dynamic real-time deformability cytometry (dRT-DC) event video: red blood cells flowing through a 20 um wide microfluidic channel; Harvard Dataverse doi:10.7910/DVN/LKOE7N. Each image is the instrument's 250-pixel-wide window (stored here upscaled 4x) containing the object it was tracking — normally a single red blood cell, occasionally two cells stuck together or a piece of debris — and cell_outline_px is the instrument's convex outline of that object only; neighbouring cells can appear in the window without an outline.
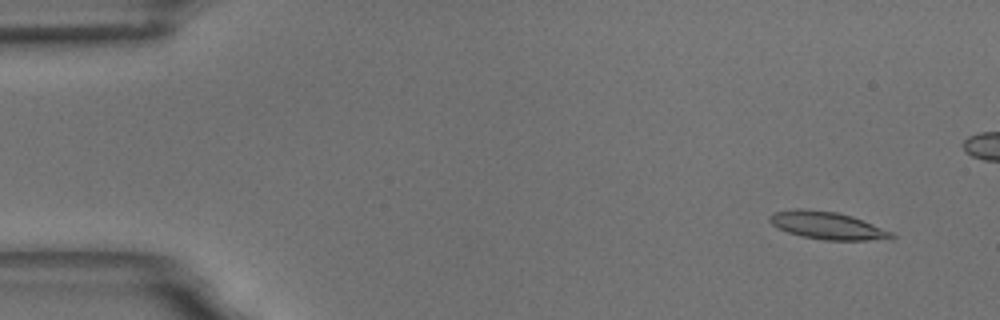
{"species": "common noctule bat (a hibernating species)", "species_latin": "Nyctalus noctula", "temperature_condition": "room temperature", "stored_images_in_passage": 7, "camera_frame_rate_fps": 3000, "um_per_image_px": 0.085, "animal": {"sex": "male", "body_mass_g": 18.8}, "frame": {"image": 1, "passage_image": 2, "time_ms": 1.0, "image_size_px": [1000, 320], "cell_outline_px": [[896, 236], [892, 240], [824, 240], [804, 236], [788, 232], [776, 228], [768, 220], [768, 216], [776, 212], [796, 208], [800, 208], [836, 212], [852, 216], [892, 232]], "centroid_in_image_um": [70.33, 19.17], "position_along_channel_um": 14.7, "area_um2": 19.54}}
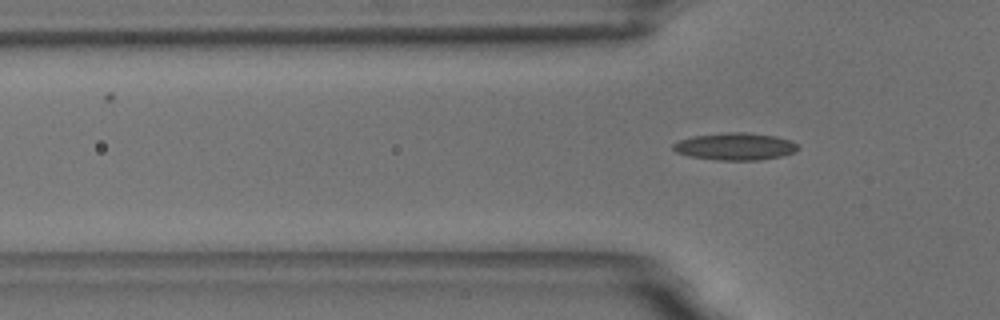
{"frame": {"image": 2, "passage_image": 7, "time_ms": 8.0, "image_size_px": [1000, 320], "cell_outline_px": [[796, 148], [792, 152], [780, 156], [760, 160], [716, 160], [688, 156], [676, 152], [672, 148], [672, 144], [680, 140], [692, 136], [728, 132], [744, 132], [776, 136], [788, 140], [796, 144]], "centroid_in_image_um": [62.41, 12.45], "position_along_channel_um": 63.4, "area_um2": 19.59}}